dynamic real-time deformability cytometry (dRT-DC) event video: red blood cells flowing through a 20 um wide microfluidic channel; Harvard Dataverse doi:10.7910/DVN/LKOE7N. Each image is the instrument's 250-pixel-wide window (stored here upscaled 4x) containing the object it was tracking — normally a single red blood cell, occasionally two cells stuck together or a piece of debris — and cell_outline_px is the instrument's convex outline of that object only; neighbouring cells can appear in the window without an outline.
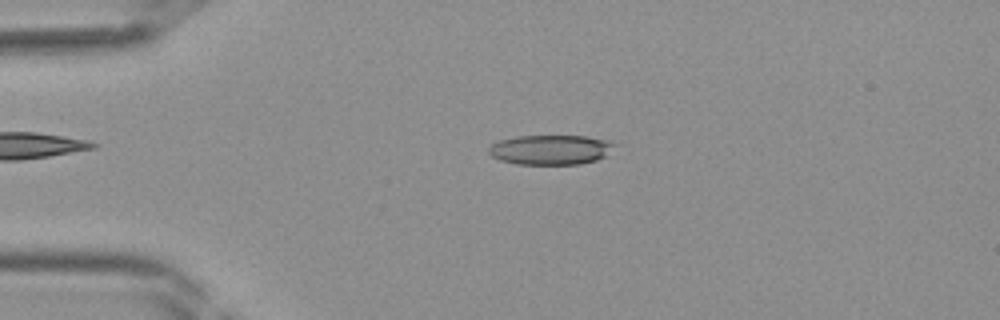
{"species": "Egyptian fruit bat (a non-hibernating species)", "species_latin": "Rousettus aegyptiacus", "temperature_condition": "room temperature", "stored_images_in_passage": 39, "camera_frame_rate_fps": 3000, "um_per_image_px": 0.085, "frame": {"image": 1, "passage_image": 8, "time_ms": 2.333, "image_size_px": [1000, 320], "cell_outline_px": [[616, 144], [604, 156], [596, 160], [580, 164], [516, 164], [500, 160], [492, 156], [488, 152], [488, 148], [492, 144], [500, 140], [516, 136], [588, 136], [612, 140]], "centroid_in_image_um": [46.81, 12.72], "position_along_channel_um": 38.2, "area_um2": 21.85}}
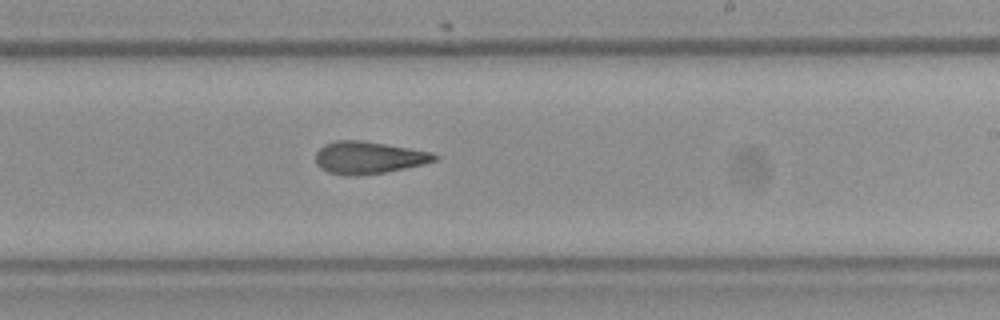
{"frame": {"image": 2, "passage_image": 23, "time_ms": 7.333, "image_size_px": [1000, 320], "cell_outline_px": [[440, 160], [404, 168], [384, 172], [352, 176], [348, 176], [328, 172], [320, 168], [316, 164], [316, 152], [324, 144], [336, 140], [360, 140], [432, 152], [440, 156]], "centroid_in_image_um": [31.32, 13.39], "position_along_channel_um": 257.7, "area_um2": 22.31}}
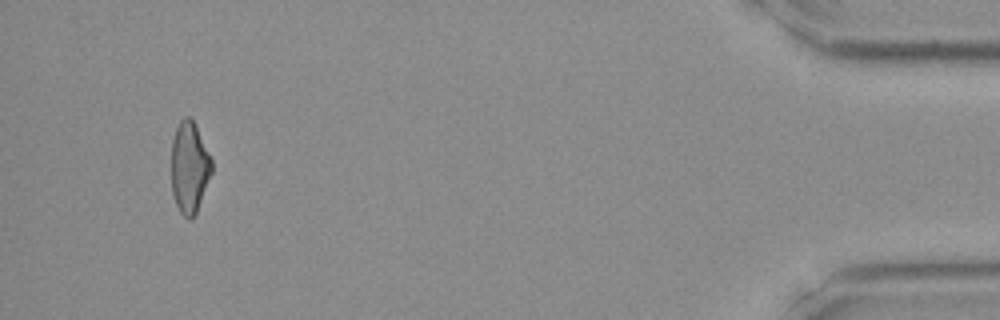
{"frame": {"image": 3, "passage_image": 37, "time_ms": 12.0, "image_size_px": [1000, 320], "cell_outline_px": [[212, 172], [196, 212], [188, 220], [180, 212], [176, 204], [172, 192], [172, 140], [176, 128], [180, 120], [184, 116], [188, 116], [192, 120], [212, 160]], "centroid_in_image_um": [16.09, 14.23], "position_along_channel_um": 419.1, "area_um2": 21.04}}